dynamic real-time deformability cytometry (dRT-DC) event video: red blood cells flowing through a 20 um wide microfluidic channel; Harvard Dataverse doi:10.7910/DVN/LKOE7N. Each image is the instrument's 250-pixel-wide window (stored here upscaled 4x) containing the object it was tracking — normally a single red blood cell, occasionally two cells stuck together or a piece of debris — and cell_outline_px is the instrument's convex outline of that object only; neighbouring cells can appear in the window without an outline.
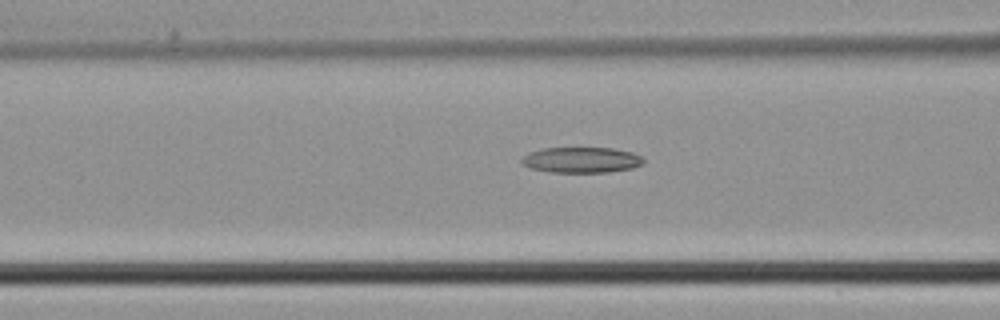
{"species": "common noctule bat (a hibernating species)", "species_latin": "Nyctalus noctula", "temperature_condition": "cold", "stored_images_in_passage": 31, "camera_frame_rate_fps": 3000, "um_per_image_px": 0.085, "animal": {"sex": "male", "body_mass_g": 21.5, "forearm_length_mm": 52.0}, "frame": {"image": 1, "passage_image": 13, "time_ms": 4.0, "image_size_px": [1000, 320], "cell_outline_px": [[644, 164], [632, 168], [608, 172], [548, 172], [532, 168], [524, 164], [520, 160], [528, 152], [544, 148], [612, 148], [632, 152], [640, 156], [644, 160]], "centroid_in_image_um": [49.43, 13.59], "position_along_channel_um": 117.2, "area_um2": 18.15}}
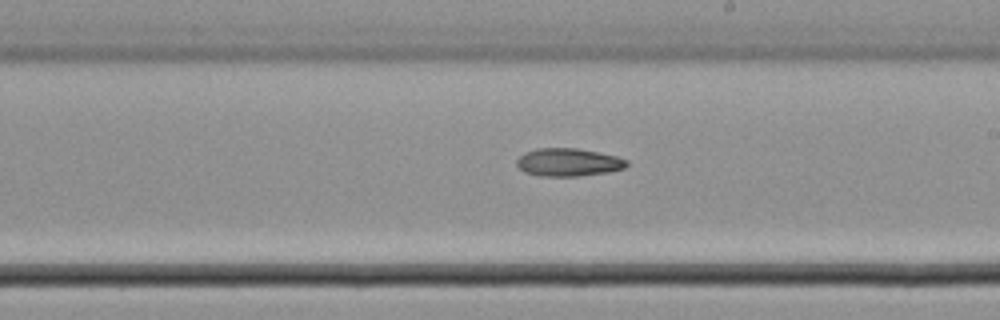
{"frame": {"image": 2, "passage_image": 21, "time_ms": 6.667, "image_size_px": [1000, 320], "cell_outline_px": [[628, 164], [624, 168], [608, 172], [580, 176], [540, 176], [524, 172], [516, 164], [516, 160], [524, 152], [536, 148], [576, 148], [616, 156], [628, 160]], "centroid_in_image_um": [48.29, 13.79], "position_along_channel_um": 240.7, "area_um2": 17.92}}
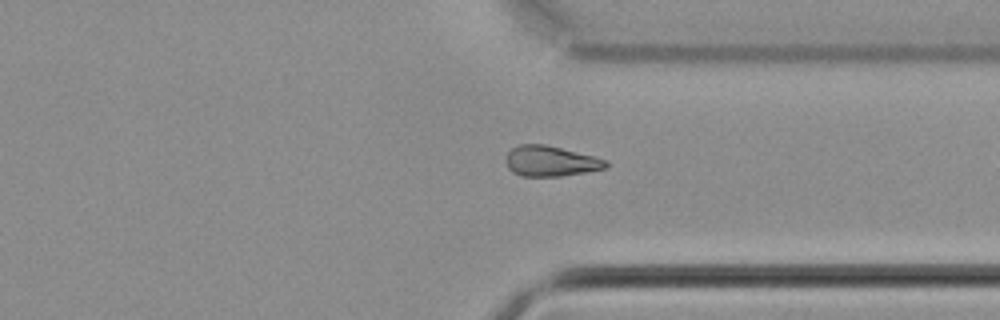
{"frame": {"image": 3, "passage_image": 29, "time_ms": 9.333, "image_size_px": [1000, 320], "cell_outline_px": [[608, 168], [560, 176], [520, 176], [512, 172], [508, 168], [504, 160], [508, 152], [512, 148], [520, 144], [544, 144], [608, 160]], "centroid_in_image_um": [46.77, 13.7], "position_along_channel_um": 364.6, "area_um2": 17.69}}